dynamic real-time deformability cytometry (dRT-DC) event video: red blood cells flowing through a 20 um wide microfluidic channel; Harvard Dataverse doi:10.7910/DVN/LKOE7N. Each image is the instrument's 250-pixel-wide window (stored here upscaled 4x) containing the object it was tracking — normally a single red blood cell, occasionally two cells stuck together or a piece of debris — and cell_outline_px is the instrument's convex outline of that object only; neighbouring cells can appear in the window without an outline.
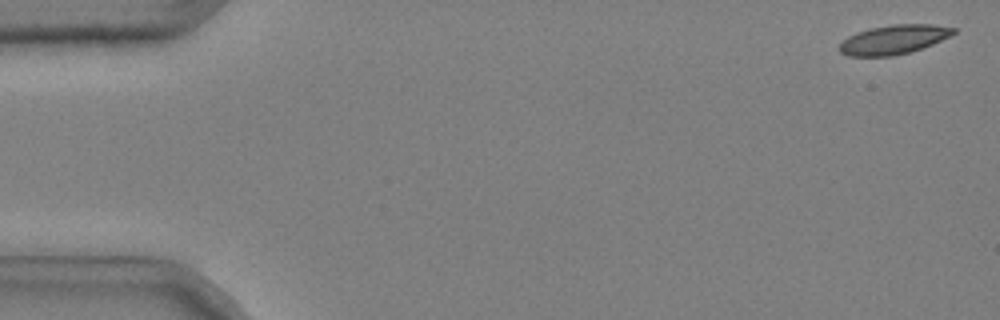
{"species": "common noctule bat (a hibernating species)", "species_latin": "Nyctalus noctula", "temperature_condition": "cold", "stored_images_in_passage": 47, "camera_frame_rate_fps": 3000, "um_per_image_px": 0.085, "animal": {"sex": "male", "body_mass_g": 20.4}, "frame": {"image": 1, "passage_image": 2, "time_ms": 0.333, "image_size_px": [1000, 320], "cell_outline_px": [[956, 32], [932, 44], [908, 52], [892, 56], [848, 56], [840, 52], [840, 44], [848, 36], [856, 32], [872, 28], [892, 24], [932, 24], [956, 28]], "centroid_in_image_um": [75.95, 3.35], "position_along_channel_um": 9.1, "area_um2": 19.13}}
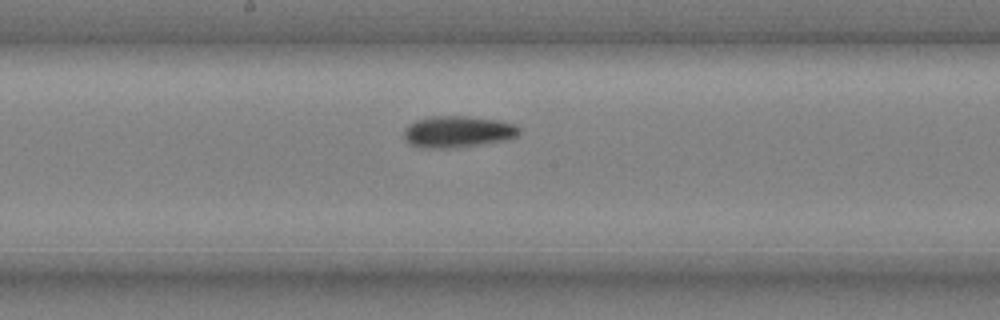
{"frame": {"image": 2, "passage_image": 29, "time_ms": 9.333, "image_size_px": [1000, 320], "cell_outline_px": [[520, 132], [516, 136], [508, 140], [448, 148], [424, 148], [412, 144], [404, 136], [404, 128], [408, 124], [416, 120], [432, 116], [464, 116], [496, 120], [516, 124], [520, 128]], "centroid_in_image_um": [38.92, 11.18], "position_along_channel_um": 209.3, "area_um2": 20.98}}
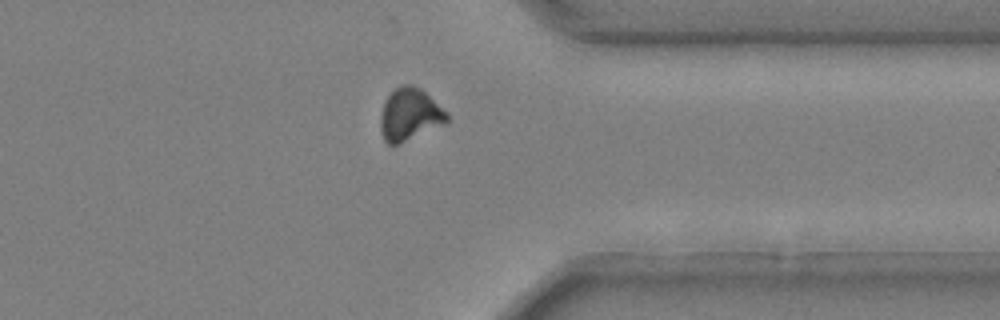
{"frame": {"image": 3, "passage_image": 43, "time_ms": 14.0, "image_size_px": [1000, 320], "cell_outline_px": [[448, 120], [444, 124], [400, 144], [388, 144], [384, 140], [380, 128], [380, 116], [384, 104], [388, 96], [400, 84], [412, 84], [420, 88], [448, 112]], "centroid_in_image_um": [34.83, 9.74], "position_along_channel_um": 376.6, "area_um2": 20.23}, "authors_computed_cell_mechanics": {"area_um2": 20.1722, "velocity_mm_per_s": 3.6915, "shape_relaxation_time_tau1_ms": 6.6155, "shape_relaxation_time_tau2_ms": null, "deformation_change_tau1": 0.1357, "deformation_change_tau2": null}}